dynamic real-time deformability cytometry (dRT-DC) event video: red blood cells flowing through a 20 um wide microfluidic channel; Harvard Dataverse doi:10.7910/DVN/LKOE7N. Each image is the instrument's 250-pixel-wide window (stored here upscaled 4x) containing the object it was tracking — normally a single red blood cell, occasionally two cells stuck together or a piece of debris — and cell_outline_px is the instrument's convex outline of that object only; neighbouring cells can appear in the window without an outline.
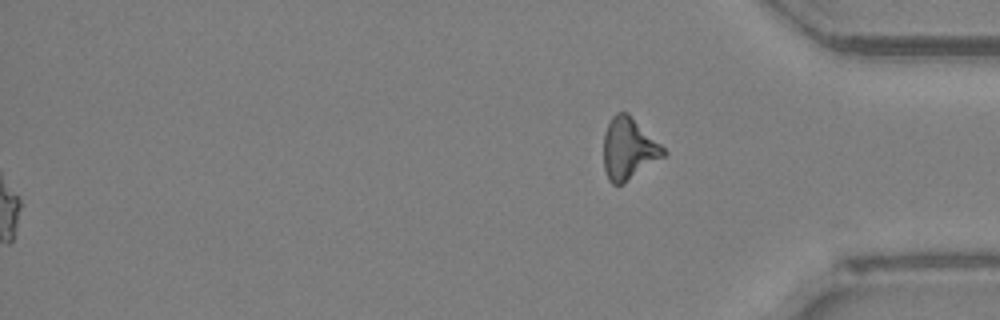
{"species": "Egyptian fruit bat (a non-hibernating species)", "species_latin": "Rousettus aegyptiacus", "temperature_condition": "room temperature", "stored_images_in_passage": 51, "segment_of_instrument_passage": [2, 2], "camera_frame_rate_fps": 3000, "um_per_image_px": 0.085, "animal": {"sex": "female"}, "frame": {"image": 1, "passage_image": 51, "time_ms": 16.667, "image_size_px": [1000, 320], "cell_outline_px": [[668, 152], [664, 156], [624, 184], [612, 184], [608, 180], [604, 168], [604, 132], [612, 116], [616, 112], [628, 112]], "centroid_in_image_um": [53.42, 12.64], "position_along_channel_um": 381.8, "area_um2": 21.5}}